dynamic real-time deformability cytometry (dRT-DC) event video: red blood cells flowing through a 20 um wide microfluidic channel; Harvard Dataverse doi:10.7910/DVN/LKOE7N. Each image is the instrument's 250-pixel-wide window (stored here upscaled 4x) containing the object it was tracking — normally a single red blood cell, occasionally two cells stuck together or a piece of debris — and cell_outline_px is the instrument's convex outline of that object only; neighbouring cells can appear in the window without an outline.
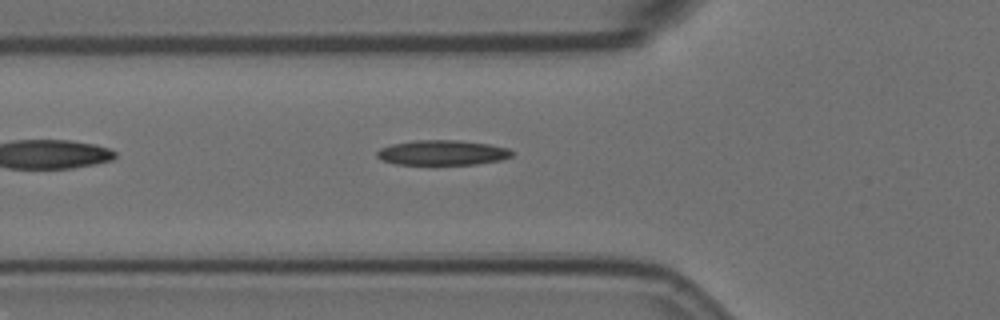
{"species": "Egyptian fruit bat (a non-hibernating species)", "species_latin": "Rousettus aegyptiacus", "temperature_condition": "room temperature", "stored_images_in_passage": 3, "camera_frame_rate_fps": 3000, "um_per_image_px": 0.085, "animal": {"sex": "female"}, "frame": {"image": 1, "passage_image": 3, "time_ms": 0.667, "image_size_px": [1000, 320], "cell_outline_px": [[512, 156], [500, 160], [476, 164], [396, 164], [380, 160], [376, 156], [376, 152], [380, 148], [392, 144], [416, 140], [456, 140], [488, 144], [508, 148], [512, 152]], "centroid_in_image_um": [37.56, 12.97], "position_along_channel_um": 88.2, "area_um2": 19.54}}